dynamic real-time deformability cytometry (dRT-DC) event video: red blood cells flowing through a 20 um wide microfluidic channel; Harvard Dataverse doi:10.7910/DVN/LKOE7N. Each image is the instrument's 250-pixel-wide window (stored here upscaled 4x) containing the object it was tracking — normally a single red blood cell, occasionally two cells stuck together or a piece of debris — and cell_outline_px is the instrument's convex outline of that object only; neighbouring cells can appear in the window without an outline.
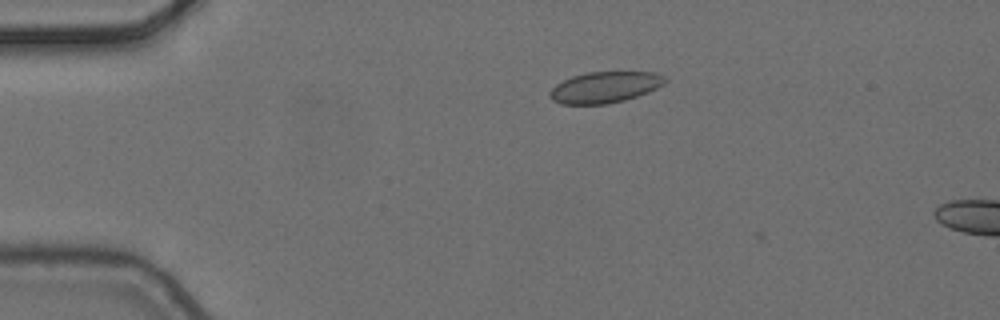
{"species": "common noctule bat (a hibernating species)", "species_latin": "Nyctalus noctula", "temperature_condition": "cold", "stored_images_in_passage": 4, "camera_frame_rate_fps": 3000, "um_per_image_px": 0.085, "animal": {"sex": "female", "body_mass_g": 24.6, "forearm_length_mm": 56.2}, "frame": {"image": 1, "passage_image": 3, "time_ms": 0.667, "image_size_px": [1000, 320], "cell_outline_px": [[668, 80], [664, 84], [648, 92], [624, 100], [608, 104], [560, 104], [552, 100], [548, 96], [548, 92], [556, 84], [572, 76], [588, 72], [656, 72], [664, 76]], "centroid_in_image_um": [51.4, 7.42], "position_along_channel_um": 33.6, "area_um2": 20.98}}